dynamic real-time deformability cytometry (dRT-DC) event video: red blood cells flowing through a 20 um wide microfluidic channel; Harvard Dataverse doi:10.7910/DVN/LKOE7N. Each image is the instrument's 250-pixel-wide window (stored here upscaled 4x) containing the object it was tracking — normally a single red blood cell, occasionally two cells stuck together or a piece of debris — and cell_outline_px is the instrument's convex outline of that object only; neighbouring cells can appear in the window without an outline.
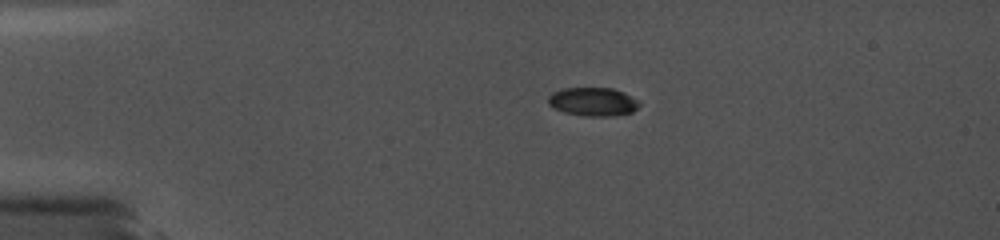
{"species": "common noctule bat (a hibernating species)", "species_latin": "Nyctalus noctula", "temperature_condition": "cold", "stored_images_in_passage": 5, "camera_frame_rate_fps": 5000, "um_per_image_px": 0.085, "animal": {"sex": "female", "body_mass_g": 19.0, "forearm_length_mm": 56.7}, "frame": {"image": 1, "passage_image": 1, "time_ms": 0.0, "image_size_px": [1000, 240], "cell_outline_px": [[640, 104], [632, 112], [612, 116], [588, 116], [564, 112], [548, 104], [548, 96], [552, 92], [564, 88], [612, 88], [624, 92], [636, 100]], "centroid_in_image_um": [50.38, 8.64], "position_along_channel_um": 34.6, "area_um2": 14.97}}
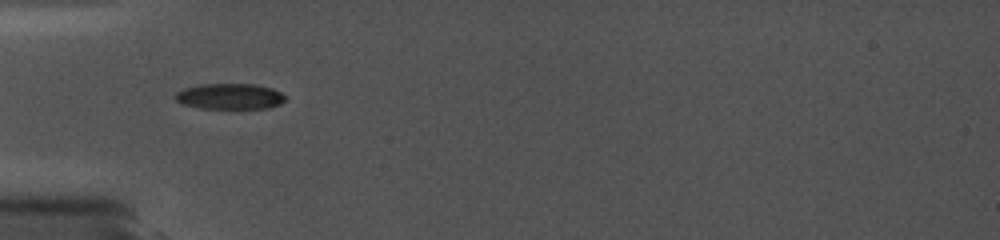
{"frame": {"image": 2, "passage_image": 4, "time_ms": 2.2, "image_size_px": [1000, 240], "cell_outline_px": [[288, 100], [280, 104], [268, 108], [200, 108], [184, 104], [176, 100], [176, 92], [184, 88], [200, 84], [256, 84], [272, 88], [288, 96]], "centroid_in_image_um": [19.6, 8.18], "position_along_channel_um": 65.4, "area_um2": 16.59}}